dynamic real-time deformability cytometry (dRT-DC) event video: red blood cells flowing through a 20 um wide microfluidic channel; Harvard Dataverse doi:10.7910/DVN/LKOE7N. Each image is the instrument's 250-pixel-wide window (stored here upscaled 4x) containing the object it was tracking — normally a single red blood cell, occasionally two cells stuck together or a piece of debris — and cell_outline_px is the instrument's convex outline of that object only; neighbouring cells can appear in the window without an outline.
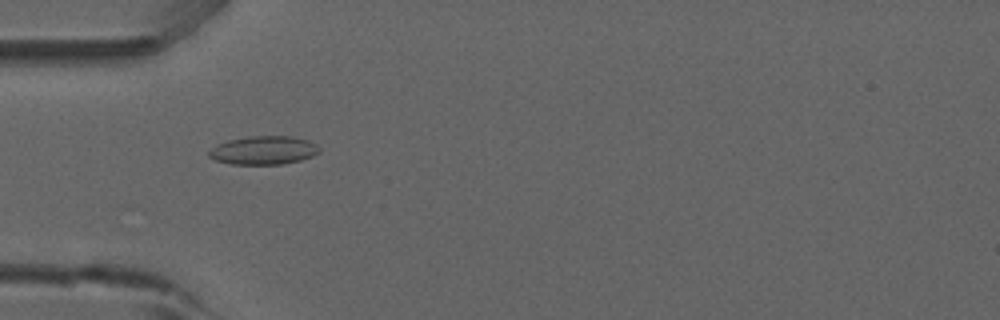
{"species": "common noctule bat (a hibernating species)", "species_latin": "Nyctalus noctula", "temperature_condition": "room temperature", "stored_images_in_passage": 34, "camera_frame_rate_fps": 3000, "um_per_image_px": 0.085, "animal": {"sex": "male", "forearm_length_mm": 52.5}, "frame": {"image": 1, "passage_image": 7, "time_ms": 2.0, "image_size_px": [1000, 320], "cell_outline_px": [[320, 152], [312, 156], [300, 160], [280, 164], [232, 164], [216, 160], [208, 156], [208, 152], [216, 144], [228, 140], [252, 136], [292, 136], [308, 140], [316, 144], [320, 148]], "centroid_in_image_um": [22.41, 12.77], "position_along_channel_um": 62.6, "area_um2": 18.26}}
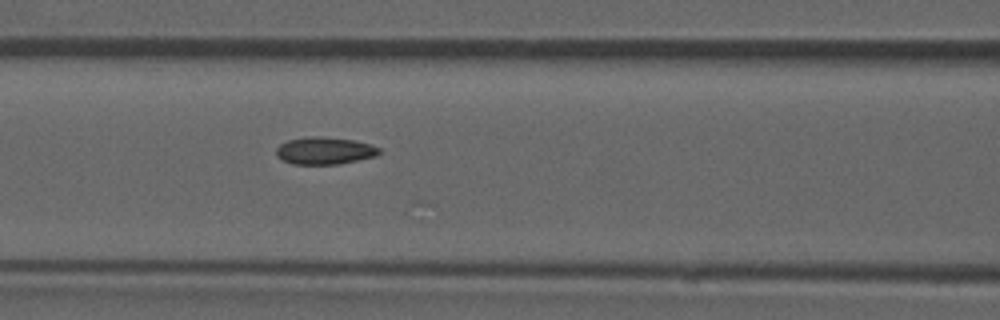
{"frame": {"image": 2, "passage_image": 13, "time_ms": 4.0, "image_size_px": [1000, 320], "cell_outline_px": [[380, 152], [376, 156], [340, 164], [292, 164], [276, 156], [276, 148], [280, 144], [288, 140], [308, 136], [320, 136], [352, 140], [368, 144], [380, 148]], "centroid_in_image_um": [27.57, 12.81], "position_along_channel_um": 139.0, "area_um2": 16.3}}
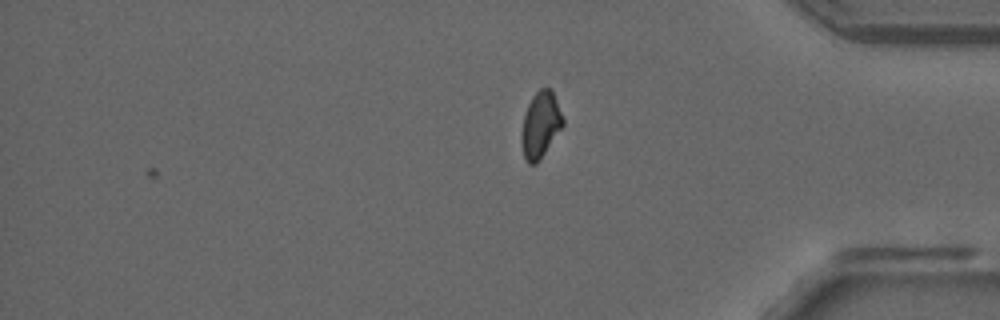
{"frame": {"image": 3, "passage_image": 34, "time_ms": 11.0, "image_size_px": [1000, 320], "cell_outline_px": [[564, 124], [540, 160], [536, 164], [528, 164], [524, 156], [524, 116], [528, 104], [532, 96], [540, 88], [552, 88], [564, 120]], "centroid_in_image_um": [46.0, 10.57], "position_along_channel_um": 389.2, "area_um2": 15.37}, "authors_computed_cell_mechanics": {"area_um2": 16.1551, "velocity_mm_per_s": 3.8713, "shape_relaxation_time_tau1_ms": null, "shape_relaxation_time_tau2_ms": 2.5941, "deformation_change_tau1": null, "deformation_change_tau2": 0.078}}